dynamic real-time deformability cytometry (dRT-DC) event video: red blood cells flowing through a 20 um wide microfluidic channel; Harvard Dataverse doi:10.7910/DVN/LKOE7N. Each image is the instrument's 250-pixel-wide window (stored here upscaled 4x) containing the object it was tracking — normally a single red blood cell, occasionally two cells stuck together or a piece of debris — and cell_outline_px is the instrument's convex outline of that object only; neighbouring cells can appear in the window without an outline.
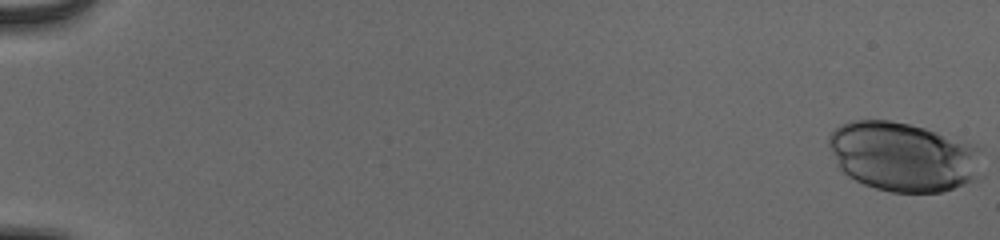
{"species": "human", "species_latin": "Homo sapiens", "temperature_condition": "cold", "stored_images_in_passage": 48, "camera_frame_rate_fps": 3000, "um_per_image_px": 0.085, "donor": {"sex": "male"}, "frame": {"image": 1, "passage_image": 1, "time_ms": 0.0, "image_size_px": [1000, 240], "cell_outline_px": [[984, 176], [944, 192], [892, 192], [876, 188], [864, 184], [848, 176], [836, 164], [828, 144], [828, 140], [832, 132], [840, 124], [852, 120], [888, 120], [908, 124], [924, 128], [976, 144], [984, 148]], "centroid_in_image_um": [76.88, 13.32], "position_along_channel_um": 8.1, "area_um2": 63.0}}